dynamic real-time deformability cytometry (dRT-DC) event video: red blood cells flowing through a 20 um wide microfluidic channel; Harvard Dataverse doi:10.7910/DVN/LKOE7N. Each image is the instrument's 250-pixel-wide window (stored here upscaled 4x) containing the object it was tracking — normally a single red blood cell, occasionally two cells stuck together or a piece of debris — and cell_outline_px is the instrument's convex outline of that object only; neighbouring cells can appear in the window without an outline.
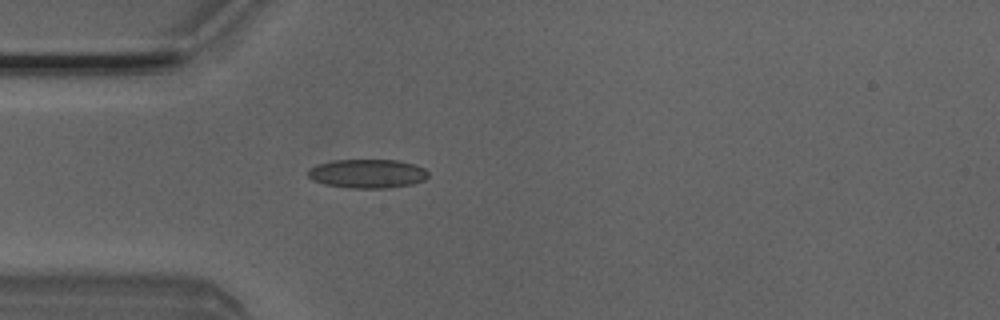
{"species": "Egyptian fruit bat (a non-hibernating species)", "species_latin": "Rousettus aegyptiacus", "temperature_condition": "room temperature", "stored_images_in_passage": 3, "camera_frame_rate_fps": 3000, "um_per_image_px": 0.085, "animal": {"sex": "male"}, "frame": {"image": 1, "passage_image": 3, "time_ms": 0.667, "image_size_px": [1000, 320], "cell_outline_px": [[428, 176], [424, 180], [412, 184], [388, 188], [348, 188], [324, 184], [312, 180], [308, 176], [308, 168], [316, 164], [332, 160], [396, 160], [416, 164], [424, 168], [428, 172]], "centroid_in_image_um": [31.21, 14.75], "position_along_channel_um": 53.8, "area_um2": 20.46}}